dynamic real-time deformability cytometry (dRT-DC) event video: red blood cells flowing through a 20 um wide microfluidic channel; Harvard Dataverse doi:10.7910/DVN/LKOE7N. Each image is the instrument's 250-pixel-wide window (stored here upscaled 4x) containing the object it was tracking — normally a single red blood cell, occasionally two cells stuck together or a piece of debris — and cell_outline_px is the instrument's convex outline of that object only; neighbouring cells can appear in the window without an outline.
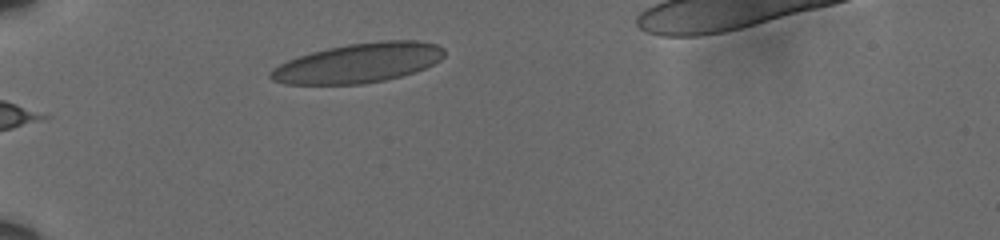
{"species": "human", "species_latin": "Homo sapiens", "temperature_condition": "cold", "stored_images_in_passage": 29, "camera_frame_rate_fps": 3000, "um_per_image_px": 0.085, "donor": {"sex": "male"}, "frame": {"image": 1, "passage_image": 1, "time_ms": 0.0, "image_size_px": [1000, 240], "cell_outline_px": [[444, 56], [440, 60], [424, 68], [400, 76], [384, 80], [360, 84], [284, 84], [272, 80], [268, 76], [268, 72], [280, 64], [288, 60], [312, 52], [328, 48], [348, 44], [380, 40], [416, 40], [436, 44], [444, 48]], "centroid_in_image_um": [30.46, 5.35], "position_along_channel_um": 54.5, "area_um2": 39.82}}
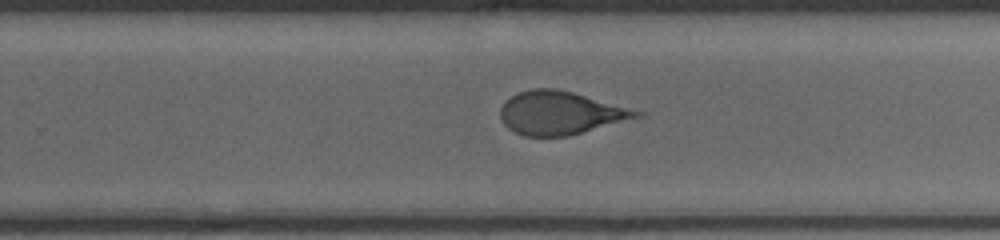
{"frame": {"image": 2, "passage_image": 17, "time_ms": 5.333, "image_size_px": [1000, 240], "cell_outline_px": [[648, 112], [644, 116], [568, 136], [524, 136], [508, 128], [504, 124], [500, 116], [500, 108], [512, 96], [520, 92], [532, 88], [556, 88], [572, 92]], "centroid_in_image_um": [47.7, 9.6], "position_along_channel_um": 282.1, "area_um2": 34.33}}
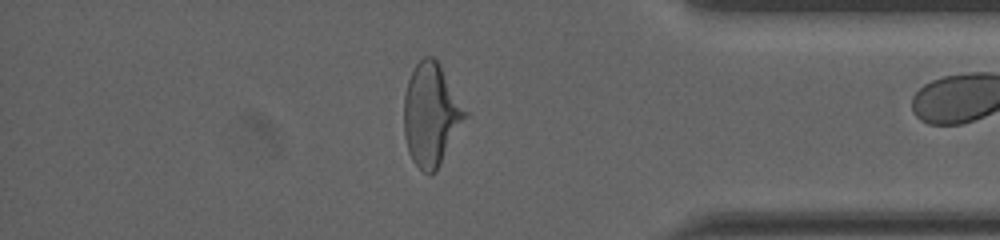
{"frame": {"image": 3, "passage_image": 28, "time_ms": 9.0, "image_size_px": [1000, 240], "cell_outline_px": [[468, 116], [436, 172], [428, 176], [412, 160], [408, 152], [404, 136], [404, 96], [408, 80], [416, 64], [424, 56], [432, 56], [440, 64], [468, 112]], "centroid_in_image_um": [36.65, 9.76], "position_along_channel_um": 398.5, "area_um2": 36.76}}